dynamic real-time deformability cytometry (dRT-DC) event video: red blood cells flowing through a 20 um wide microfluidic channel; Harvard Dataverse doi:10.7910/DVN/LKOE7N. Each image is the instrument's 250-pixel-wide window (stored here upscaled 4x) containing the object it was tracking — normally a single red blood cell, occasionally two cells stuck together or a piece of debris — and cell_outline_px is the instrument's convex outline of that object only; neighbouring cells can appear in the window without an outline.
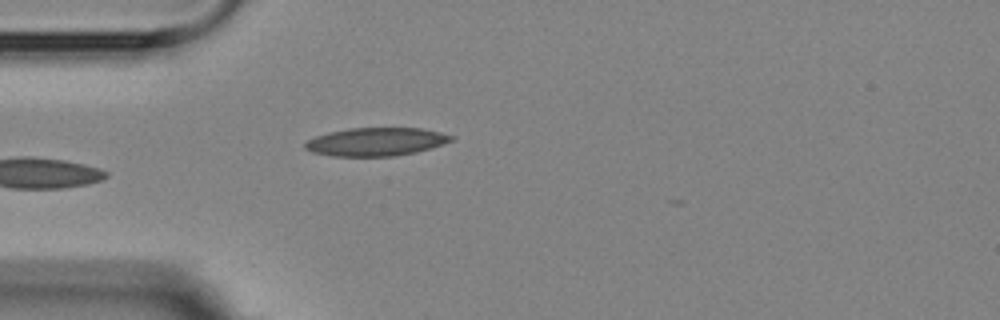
{"species": "Egyptian fruit bat (a non-hibernating species)", "species_latin": "Rousettus aegyptiacus", "temperature_condition": "room temperature", "stored_images_in_passage": 5, "camera_frame_rate_fps": 3000, "um_per_image_px": 0.085, "animal": {"sex": "female"}, "frame": {"image": 1, "passage_image": 5, "time_ms": 4.667, "image_size_px": [1000, 320], "cell_outline_px": [[456, 136], [452, 140], [444, 144], [432, 148], [416, 152], [396, 156], [332, 156], [312, 152], [304, 148], [304, 144], [308, 140], [316, 136], [328, 132], [348, 128], [424, 128]], "centroid_in_image_um": [31.99, 12.05], "position_along_channel_um": 53.0, "area_um2": 24.22}}